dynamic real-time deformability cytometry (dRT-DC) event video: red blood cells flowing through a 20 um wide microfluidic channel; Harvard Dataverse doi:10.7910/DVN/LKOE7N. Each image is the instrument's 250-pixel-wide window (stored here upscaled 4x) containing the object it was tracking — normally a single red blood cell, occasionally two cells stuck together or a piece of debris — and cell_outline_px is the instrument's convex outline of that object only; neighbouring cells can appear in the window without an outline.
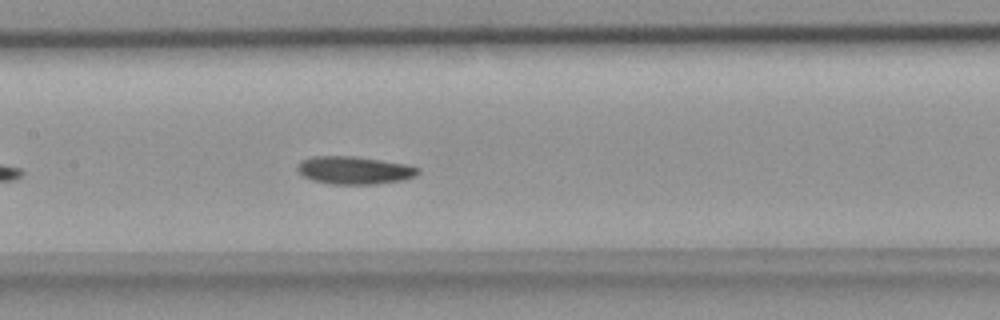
{"species": "common noctule bat (a hibernating species)", "species_latin": "Nyctalus noctula", "temperature_condition": "room temperature", "stored_images_in_passage": 21, "camera_frame_rate_fps": 3000, "um_per_image_px": 0.085, "animal": {"sex": "female", "body_mass_g": 18.4}, "frame": {"image": 1, "passage_image": 12, "time_ms": 3.667, "image_size_px": [1000, 320], "cell_outline_px": [[420, 172], [416, 176], [404, 180], [376, 184], [332, 184], [312, 180], [304, 176], [296, 168], [300, 160], [312, 156], [356, 156], [404, 164], [420, 168]], "centroid_in_image_um": [30.12, 14.47], "position_along_channel_um": 177.3, "area_um2": 19.59}}
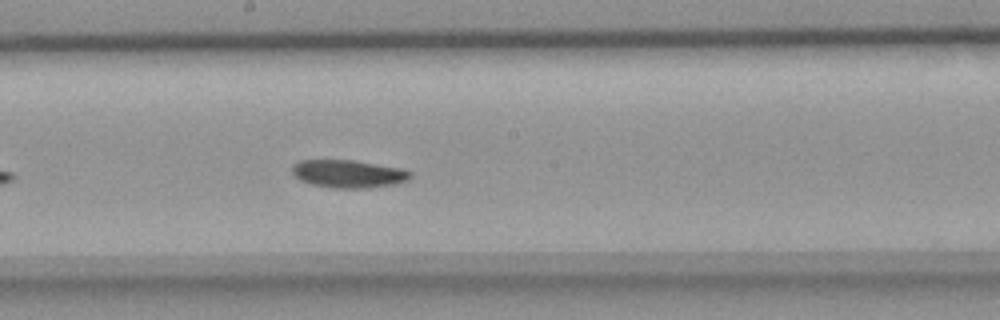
{"frame": {"image": 2, "passage_image": 15, "time_ms": 4.667, "image_size_px": [1000, 320], "cell_outline_px": [[412, 176], [408, 180], [396, 184], [368, 188], [332, 188], [312, 184], [300, 180], [292, 172], [292, 164], [300, 160], [356, 160], [404, 168], [412, 172]], "centroid_in_image_um": [29.66, 14.76], "position_along_channel_um": 218.5, "area_um2": 19.48}}
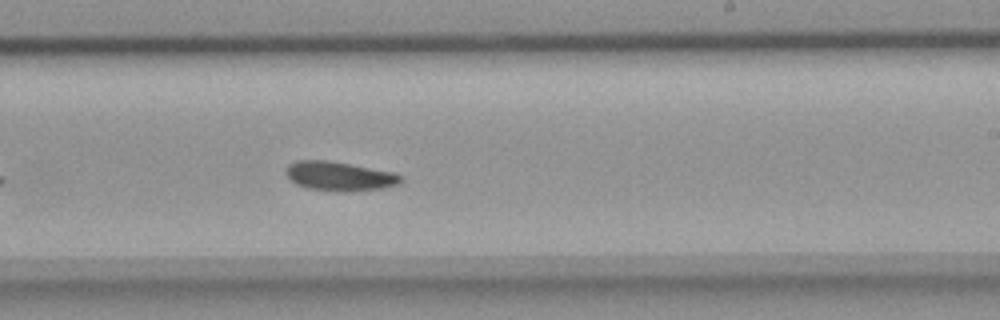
{"frame": {"image": 3, "passage_image": 18, "time_ms": 5.667, "image_size_px": [1000, 320], "cell_outline_px": [[404, 180], [396, 184], [380, 188], [336, 192], [308, 188], [296, 184], [284, 172], [288, 164], [296, 160], [328, 160], [396, 172], [404, 176]], "centroid_in_image_um": [28.85, 14.96], "position_along_channel_um": 260.2, "area_um2": 19.59}}